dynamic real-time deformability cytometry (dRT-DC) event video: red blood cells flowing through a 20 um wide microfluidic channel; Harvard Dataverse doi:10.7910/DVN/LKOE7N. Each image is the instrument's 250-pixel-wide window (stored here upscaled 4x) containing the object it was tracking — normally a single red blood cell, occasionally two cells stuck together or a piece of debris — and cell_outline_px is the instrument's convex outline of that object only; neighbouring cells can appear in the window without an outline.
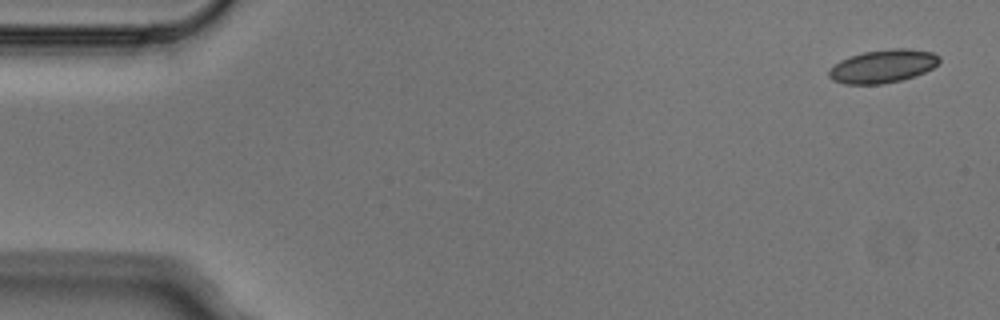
{"species": "Egyptian fruit bat (a non-hibernating species)", "species_latin": "Rousettus aegyptiacus", "temperature_condition": "cold", "stored_images_in_passage": 6, "camera_frame_rate_fps": 3000, "um_per_image_px": 0.085, "animal": {"sex": "male"}, "frame": {"image": 1, "passage_image": 1, "time_ms": 0.0, "image_size_px": [1000, 320], "cell_outline_px": [[940, 60], [932, 68], [916, 76], [884, 84], [844, 84], [832, 80], [828, 76], [828, 72], [840, 60], [848, 56], [864, 52], [892, 48], [908, 48], [932, 52], [940, 56]], "centroid_in_image_um": [75.04, 5.63], "position_along_channel_um": 10.0, "area_um2": 21.39}}
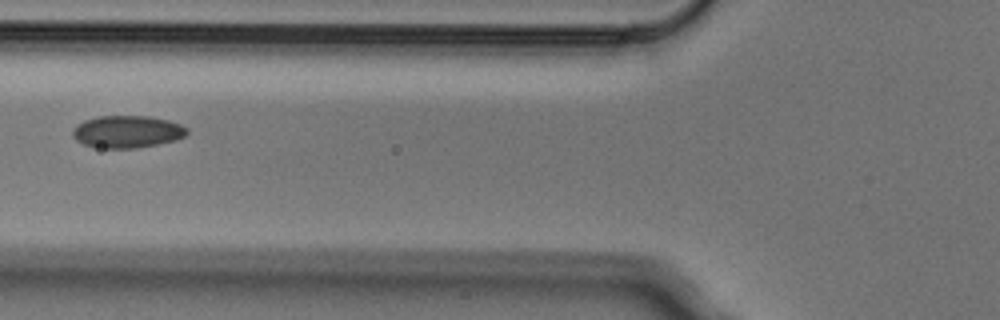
{"frame": {"image": 2, "passage_image": 5, "time_ms": 1.333, "image_size_px": [1000, 320], "cell_outline_px": [[188, 132], [184, 136], [176, 140], [136, 148], [100, 148], [84, 144], [76, 140], [72, 136], [72, 132], [76, 124], [84, 120], [100, 116], [148, 116], [168, 120], [180, 124], [188, 128]], "centroid_in_image_um": [10.8, 11.19], "position_along_channel_um": 115.0, "area_um2": 21.5}}
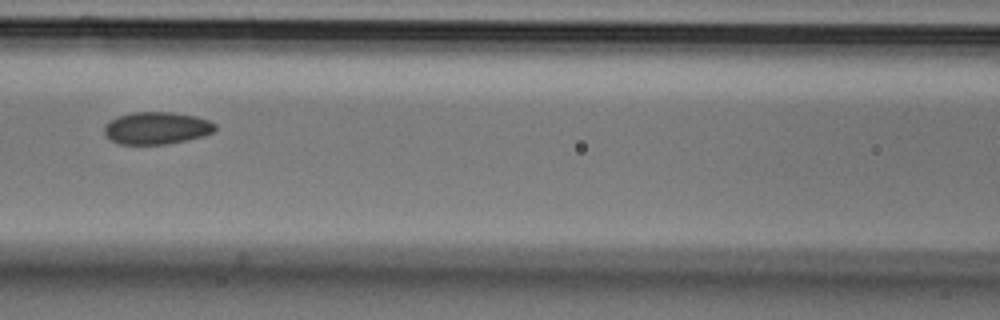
{"frame": {"image": 3, "passage_image": 6, "time_ms": 1.667, "image_size_px": [1000, 320], "cell_outline_px": [[216, 128], [212, 132], [204, 136], [168, 144], [120, 144], [112, 140], [104, 132], [104, 124], [120, 116], [132, 112], [172, 112], [196, 116], [208, 120], [216, 124]], "centroid_in_image_um": [13.34, 10.88], "position_along_channel_um": 153.3, "area_um2": 20.75}}